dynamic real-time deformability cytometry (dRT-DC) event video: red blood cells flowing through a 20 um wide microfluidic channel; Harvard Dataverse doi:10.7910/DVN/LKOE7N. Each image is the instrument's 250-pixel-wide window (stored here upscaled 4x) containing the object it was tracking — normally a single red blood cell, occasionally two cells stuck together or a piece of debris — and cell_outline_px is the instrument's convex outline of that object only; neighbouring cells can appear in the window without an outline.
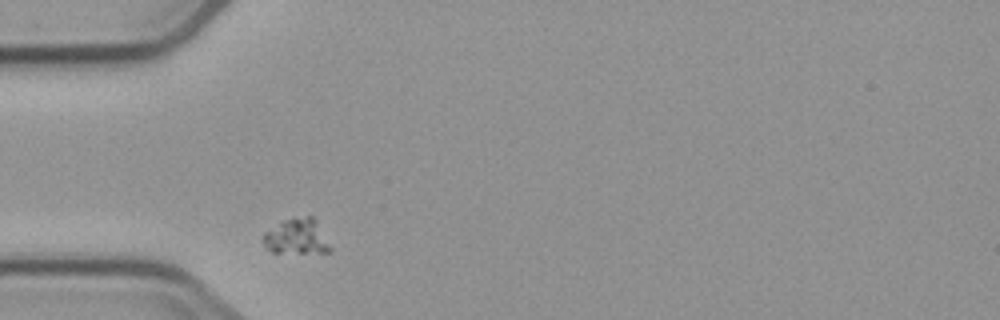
{"species": "common noctule bat (a hibernating species)", "species_latin": "Nyctalus noctula", "temperature_condition": "cold", "stored_images_in_passage": 3, "camera_frame_rate_fps": 3000, "um_per_image_px": 0.085, "animal": {"sex": "male", "body_mass_g": 23.1, "forearm_length_mm": 52.7}, "frame": {"image": 1, "passage_image": 1, "time_ms": 0.0, "image_size_px": [1000, 320], "cell_outline_px": [[332, 248], [328, 252], [272, 252], [264, 244], [264, 232], [280, 220], [308, 216], [312, 216], [316, 220]], "centroid_in_image_um": [25.21, 20.09], "position_along_channel_um": 59.8, "area_um2": 13.7}}
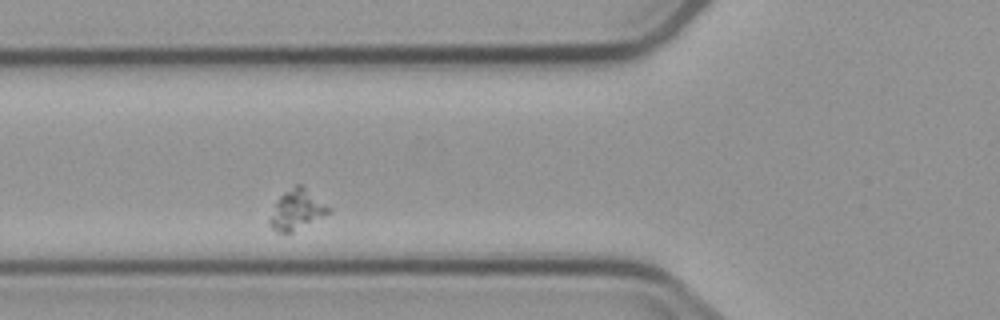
{"frame": {"image": 2, "passage_image": 2, "time_ms": 1.333, "image_size_px": [1000, 320], "cell_outline_px": [[332, 212], [292, 232], [276, 232], [268, 224], [268, 220], [276, 200], [284, 192], [296, 184], [300, 184], [332, 208]], "centroid_in_image_um": [25.22, 17.83], "position_along_channel_um": 100.6, "area_um2": 13.76}}
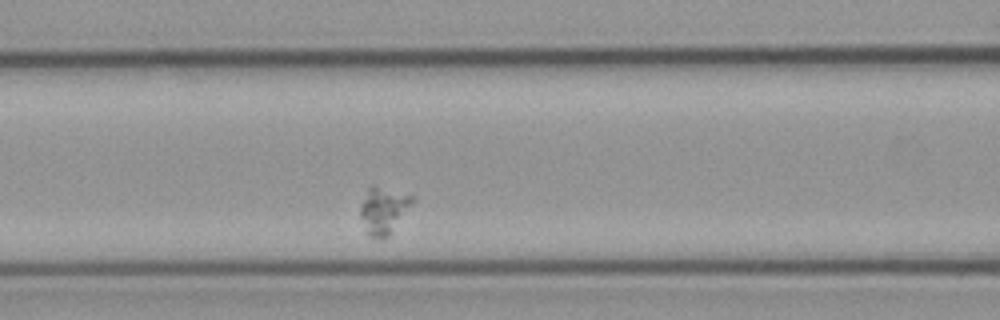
{"frame": {"image": 3, "passage_image": 3, "time_ms": 2.333, "image_size_px": [1000, 320], "cell_outline_px": [[416, 196], [388, 236], [384, 240], [380, 240], [368, 236], [360, 216], [360, 208], [368, 188], [372, 184]], "centroid_in_image_um": [32.57, 17.88], "position_along_channel_um": 134.0, "area_um2": 13.99}}